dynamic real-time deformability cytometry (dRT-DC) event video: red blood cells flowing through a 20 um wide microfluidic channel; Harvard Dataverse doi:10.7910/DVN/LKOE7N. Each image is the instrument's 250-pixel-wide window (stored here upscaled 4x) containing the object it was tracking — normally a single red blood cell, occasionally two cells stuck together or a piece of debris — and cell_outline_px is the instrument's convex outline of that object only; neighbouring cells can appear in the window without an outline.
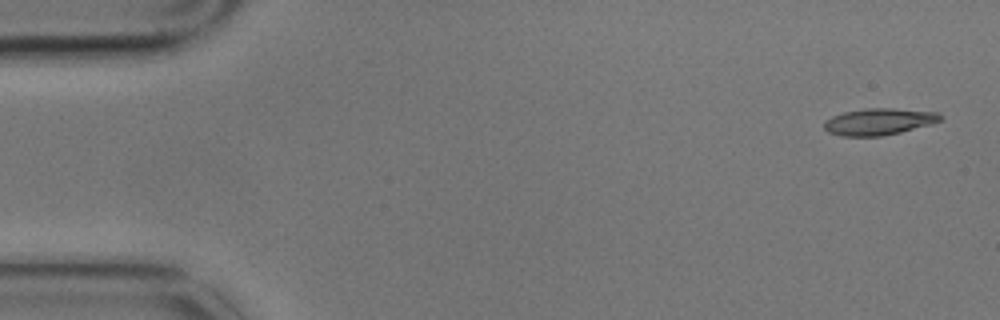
{"species": "common noctule bat (a hibernating species)", "species_latin": "Nyctalus noctula", "temperature_condition": "cold", "stored_images_in_passage": 4, "camera_frame_rate_fps": 3000, "um_per_image_px": 0.085, "animal": {"sex": "male", "body_mass_g": 17.9}, "frame": {"image": 1, "passage_image": 1, "time_ms": 0.0, "image_size_px": [1000, 320], "cell_outline_px": [[944, 116], [940, 120], [932, 124], [900, 132], [880, 136], [840, 136], [828, 132], [824, 128], [824, 120], [832, 116], [844, 112], [864, 108], [892, 108], [940, 112]], "centroid_in_image_um": [74.71, 10.33], "position_along_channel_um": 10.3, "area_um2": 18.21}}
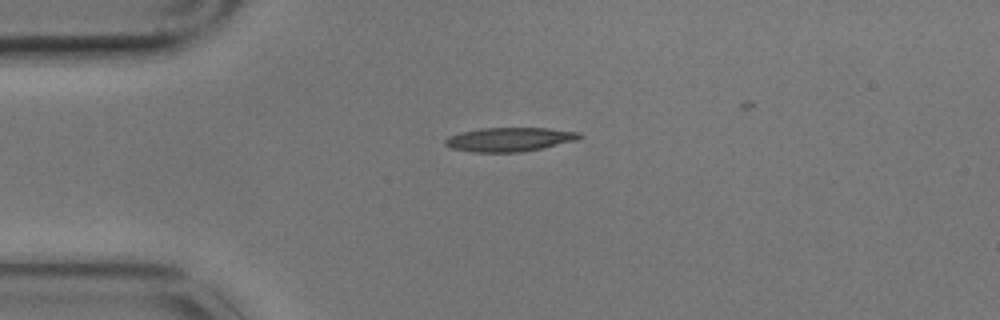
{"frame": {"image": 2, "passage_image": 4, "time_ms": 1.0, "image_size_px": [1000, 320], "cell_outline_px": [[584, 136], [580, 140], [544, 148], [520, 152], [472, 152], [452, 148], [444, 144], [444, 140], [448, 136], [460, 132], [480, 128], [548, 128], [580, 132]], "centroid_in_image_um": [43.36, 11.85], "position_along_channel_um": 41.6, "area_um2": 19.07}}